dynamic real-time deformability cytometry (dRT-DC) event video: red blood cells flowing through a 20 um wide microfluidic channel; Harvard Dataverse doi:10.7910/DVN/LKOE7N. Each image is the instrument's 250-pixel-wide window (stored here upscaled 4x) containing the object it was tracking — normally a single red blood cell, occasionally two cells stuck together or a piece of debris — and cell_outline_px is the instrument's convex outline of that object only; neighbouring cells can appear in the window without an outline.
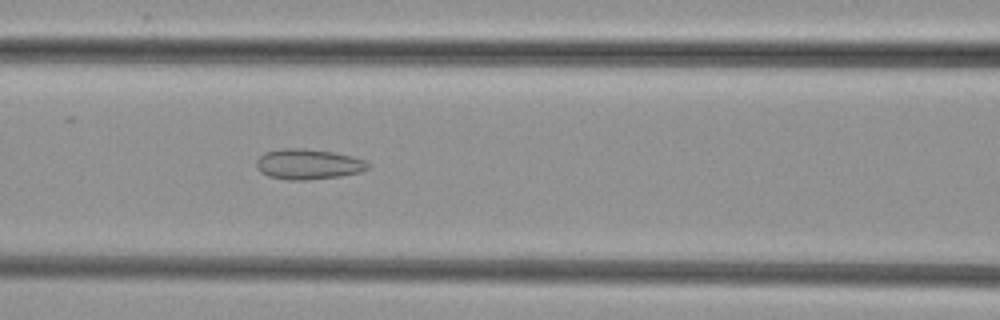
{"species": "common noctule bat (a hibernating species)", "species_latin": "Nyctalus noctula", "temperature_condition": "cold", "stored_images_in_passage": 51, "camera_frame_rate_fps": 3000, "um_per_image_px": 0.085, "animal": {"sex": "female", "body_mass_g": 29.2, "forearm_length_mm": 56.3}, "frame": {"image": 1, "passage_image": 22, "time_ms": 7.0, "image_size_px": [1000, 320], "cell_outline_px": [[368, 168], [360, 172], [340, 176], [308, 180], [288, 180], [268, 176], [260, 172], [256, 168], [256, 160], [264, 152], [280, 148], [300, 148], [332, 152], [352, 156], [364, 160], [368, 164]], "centroid_in_image_um": [26.14, 13.96], "position_along_channel_um": 140.5, "area_um2": 19.77}}
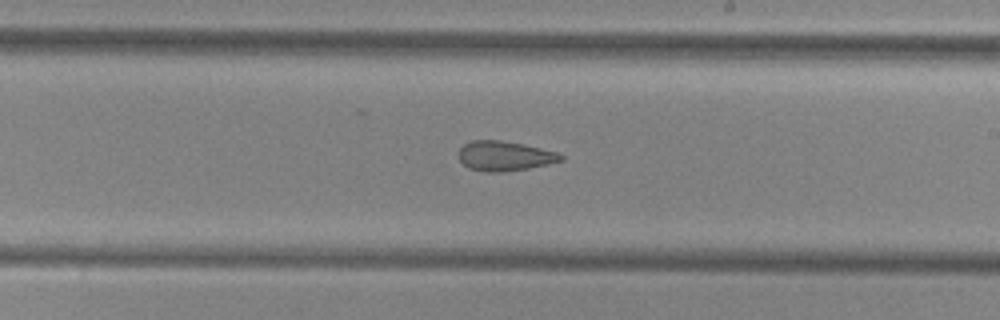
{"frame": {"image": 2, "passage_image": 30, "time_ms": 9.667, "image_size_px": [1000, 320], "cell_outline_px": [[564, 160], [548, 164], [528, 168], [504, 172], [488, 172], [468, 168], [460, 160], [460, 148], [464, 144], [472, 140], [500, 140], [524, 144], [560, 152], [564, 156]], "centroid_in_image_um": [42.94, 13.25], "position_along_channel_um": 246.1, "area_um2": 17.8}}
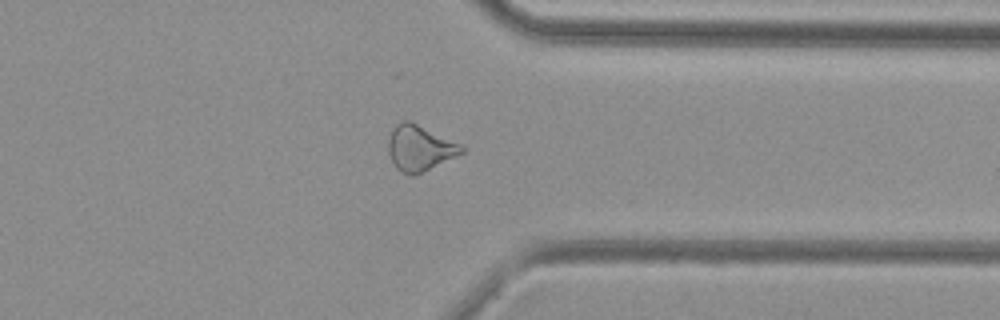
{"frame": {"image": 3, "passage_image": 40, "time_ms": 13.0, "image_size_px": [1000, 320], "cell_outline_px": [[464, 152], [456, 156], [412, 176], [408, 176], [400, 172], [396, 168], [388, 152], [388, 140], [392, 128], [396, 124], [404, 120], [412, 120], [464, 144]], "centroid_in_image_um": [35.69, 12.54], "position_along_channel_um": 375.7, "area_um2": 19.88}}